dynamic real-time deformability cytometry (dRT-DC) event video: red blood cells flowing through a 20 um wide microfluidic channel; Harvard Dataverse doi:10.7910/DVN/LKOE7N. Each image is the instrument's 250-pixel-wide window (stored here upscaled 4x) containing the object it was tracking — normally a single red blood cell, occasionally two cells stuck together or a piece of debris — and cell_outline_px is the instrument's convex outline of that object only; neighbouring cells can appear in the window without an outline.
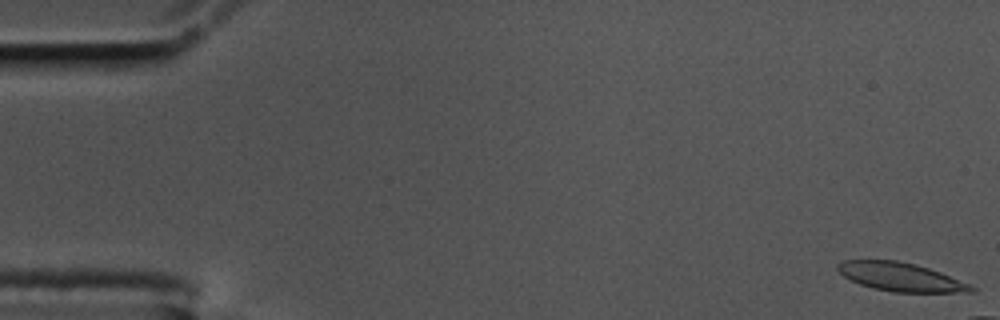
{"species": "common noctule bat (a hibernating species)", "species_latin": "Nyctalus noctula", "temperature_condition": "cold", "stored_images_in_passage": 11, "camera_frame_rate_fps": 3000, "um_per_image_px": 0.085, "animal": {"sex": "male", "body_mass_g": 17.5, "forearm_length_mm": 52.3}, "frame": {"image": 1, "passage_image": 1, "time_ms": 0.0, "image_size_px": [1000, 320], "cell_outline_px": [[976, 292], [892, 292], [872, 288], [860, 284], [844, 276], [836, 268], [836, 264], [844, 260], [896, 260], [916, 264], [940, 272], [972, 284], [976, 288]], "centroid_in_image_um": [76.59, 23.54], "position_along_channel_um": 8.4, "area_um2": 22.31}}